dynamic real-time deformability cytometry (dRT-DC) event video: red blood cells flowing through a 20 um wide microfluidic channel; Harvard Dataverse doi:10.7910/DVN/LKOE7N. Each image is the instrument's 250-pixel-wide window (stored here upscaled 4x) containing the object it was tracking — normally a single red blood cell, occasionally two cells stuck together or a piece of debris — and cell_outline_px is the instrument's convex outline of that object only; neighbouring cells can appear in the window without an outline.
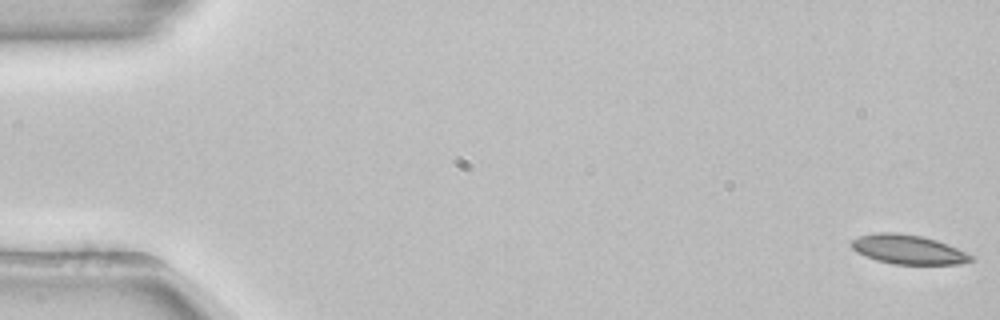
{"species": "common noctule bat (a hibernating species)", "species_latin": "Nyctalus noctula", "temperature_condition": "room temperature", "stored_images_in_passage": 34, "camera_frame_rate_fps": 3000, "um_per_image_px": 0.085, "animal": {"sex": "female", "body_mass_g": 22.7, "forearm_length_mm": 54.2}, "frame": {"image": 1, "passage_image": 1, "time_ms": 0.0, "image_size_px": [1000, 320], "cell_outline_px": [[976, 260], [960, 264], [892, 264], [876, 260], [856, 252], [848, 244], [852, 240], [860, 236], [876, 232], [900, 232], [920, 236], [936, 240], [956, 248], [972, 256]], "centroid_in_image_um": [77.15, 21.2], "position_along_channel_um": 7.8, "area_um2": 20.4}}
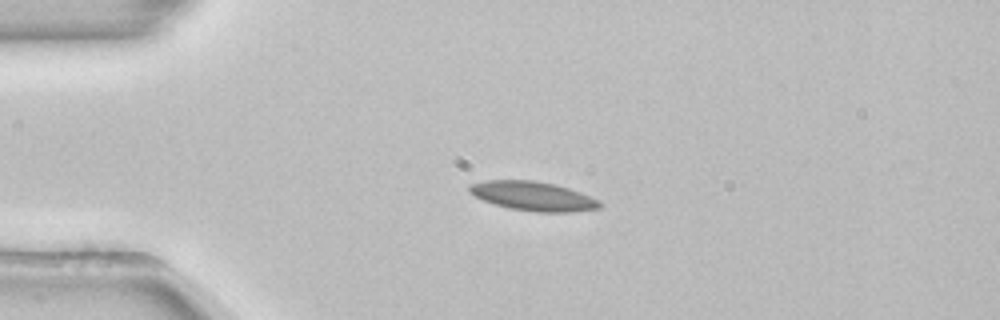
{"frame": {"image": 2, "passage_image": 13, "time_ms": 4.0, "image_size_px": [1000, 320], "cell_outline_px": [[604, 204], [600, 208], [572, 212], [536, 212], [508, 208], [484, 200], [468, 192], [468, 184], [484, 180], [532, 180], [556, 184], [580, 192], [600, 200]], "centroid_in_image_um": [45.33, 16.66], "position_along_channel_um": 39.7, "area_um2": 22.31}}
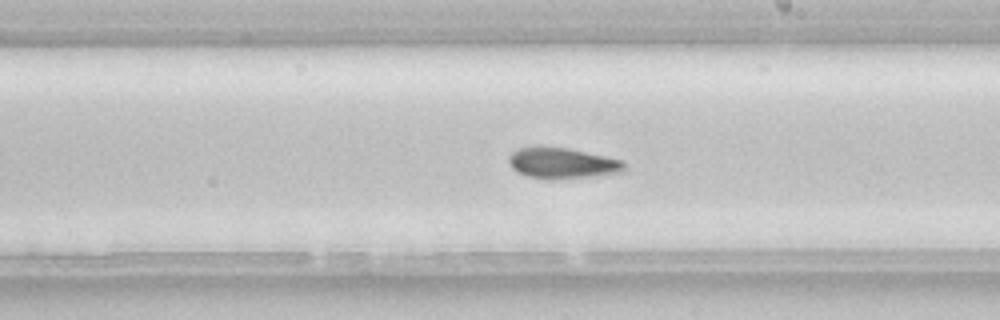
{"frame": {"image": 3, "passage_image": 31, "time_ms": 10.0, "image_size_px": [1000, 320], "cell_outline_px": [[624, 172], [552, 180], [548, 180], [528, 176], [516, 172], [508, 164], [508, 156], [512, 152], [520, 148], [536, 144], [568, 148], [624, 160]], "centroid_in_image_um": [47.72, 13.84], "position_along_channel_um": 241.3, "area_um2": 21.21}}